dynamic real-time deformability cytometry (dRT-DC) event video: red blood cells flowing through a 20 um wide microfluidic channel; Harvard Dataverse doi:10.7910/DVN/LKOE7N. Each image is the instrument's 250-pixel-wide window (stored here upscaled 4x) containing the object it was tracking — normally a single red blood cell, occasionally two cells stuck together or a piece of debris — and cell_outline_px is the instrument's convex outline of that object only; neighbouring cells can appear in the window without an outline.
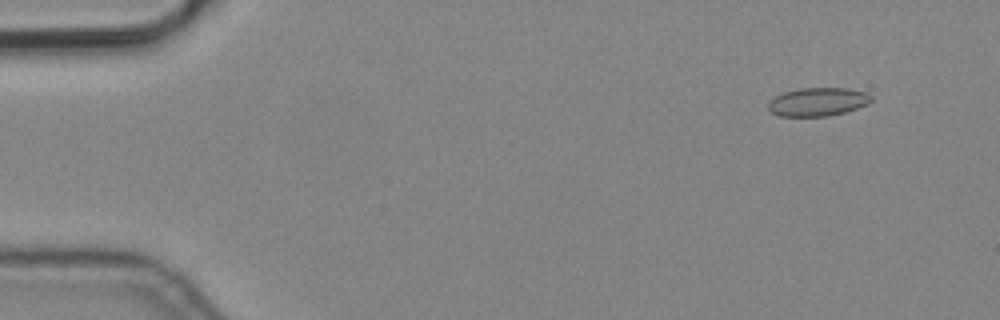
{"species": "common noctule bat (a hibernating species)", "species_latin": "Nyctalus noctula", "temperature_condition": "cold", "stored_images_in_passage": 5, "camera_frame_rate_fps": 3000, "um_per_image_px": 0.085, "animal": {"sex": "male", "body_mass_g": 19.2, "forearm_length_mm": 51.8}, "frame": {"image": 1, "passage_image": 2, "time_ms": 0.333, "image_size_px": [1000, 320], "cell_outline_px": [[872, 100], [868, 104], [844, 112], [828, 116], [780, 116], [772, 112], [768, 108], [768, 100], [784, 92], [800, 88], [848, 88], [868, 92], [872, 96]], "centroid_in_image_um": [69.53, 8.64], "position_along_channel_um": 15.5, "area_um2": 17.11}}
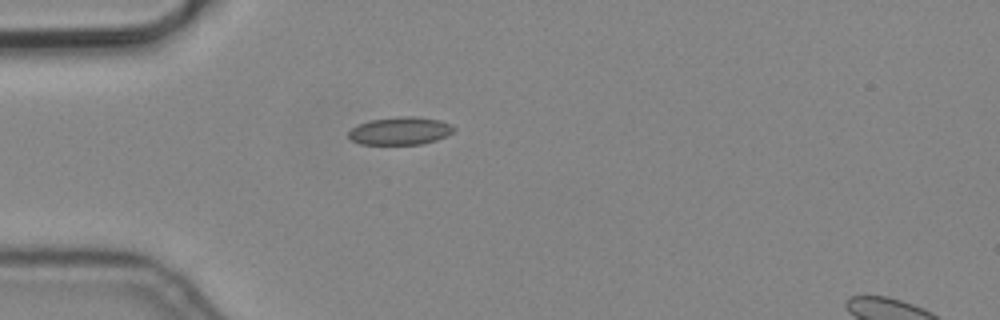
{"frame": {"image": 2, "passage_image": 5, "time_ms": 1.333, "image_size_px": [1000, 320], "cell_outline_px": [[456, 128], [448, 136], [436, 140], [420, 144], [360, 144], [352, 140], [348, 136], [348, 132], [352, 128], [360, 124], [372, 120], [400, 116], [412, 116], [440, 120], [452, 124]], "centroid_in_image_um": [34.06, 11.12], "position_along_channel_um": 50.9, "area_um2": 16.99}}